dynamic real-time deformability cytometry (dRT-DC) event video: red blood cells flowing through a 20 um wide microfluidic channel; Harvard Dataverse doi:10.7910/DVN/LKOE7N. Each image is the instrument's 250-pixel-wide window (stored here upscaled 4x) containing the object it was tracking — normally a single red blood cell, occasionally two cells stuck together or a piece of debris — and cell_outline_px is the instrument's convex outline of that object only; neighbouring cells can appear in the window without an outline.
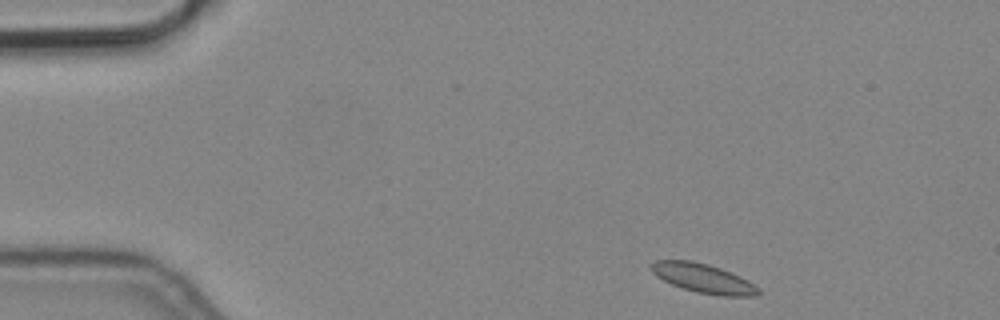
{"species": "common noctule bat (a hibernating species)", "species_latin": "Nyctalus noctula", "temperature_condition": "cold", "stored_images_in_passage": 5, "camera_frame_rate_fps": 3000, "um_per_image_px": 0.085, "animal": {"sex": "male", "body_mass_g": 19.2, "forearm_length_mm": 51.8}, "frame": {"image": 1, "passage_image": 1, "time_ms": 0.0, "image_size_px": [1000, 320], "cell_outline_px": [[760, 292], [756, 296], [720, 296], [696, 292], [672, 284], [656, 276], [652, 272], [648, 264], [656, 260], [692, 260], [708, 264], [720, 268], [740, 276], [748, 280], [760, 288]], "centroid_in_image_um": [59.77, 23.65], "position_along_channel_um": 25.2, "area_um2": 18.32}}
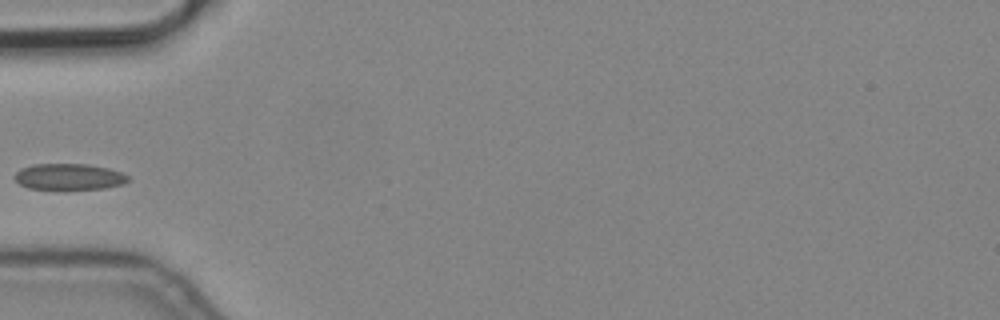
{"frame": {"image": 2, "passage_image": 4, "time_ms": 1.0, "image_size_px": [1000, 320], "cell_outline_px": [[128, 180], [120, 184], [104, 188], [28, 188], [20, 184], [12, 176], [20, 168], [32, 164], [88, 164], [108, 168], [120, 172], [128, 176]], "centroid_in_image_um": [5.81, 14.99], "position_along_channel_um": 79.2, "area_um2": 16.94}}
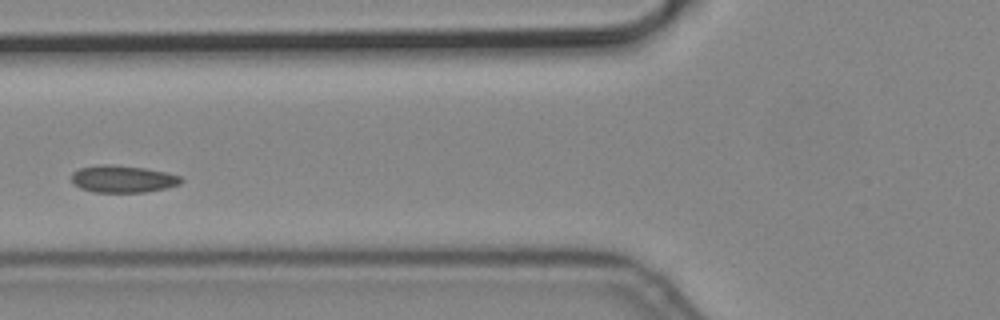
{"frame": {"image": 3, "passage_image": 5, "time_ms": 1.333, "image_size_px": [1000, 320], "cell_outline_px": [[184, 180], [180, 184], [164, 188], [144, 192], [92, 192], [80, 188], [72, 180], [72, 172], [80, 168], [100, 164], [112, 164], [144, 168], [164, 172], [180, 176]], "centroid_in_image_um": [10.42, 15.21], "position_along_channel_um": 115.4, "area_um2": 17.22}}